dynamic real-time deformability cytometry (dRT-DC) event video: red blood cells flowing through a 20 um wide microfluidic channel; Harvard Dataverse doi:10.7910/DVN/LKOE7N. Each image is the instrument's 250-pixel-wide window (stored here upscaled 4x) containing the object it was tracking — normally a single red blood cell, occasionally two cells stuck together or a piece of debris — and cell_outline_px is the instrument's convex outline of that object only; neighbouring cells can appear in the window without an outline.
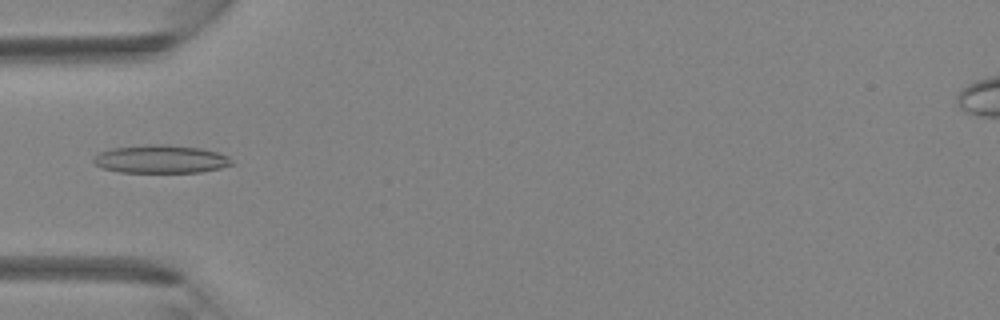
{"species": "Egyptian fruit bat (a non-hibernating species)", "species_latin": "Rousettus aegyptiacus", "temperature_condition": "room temperature", "stored_images_in_passage": 3, "camera_frame_rate_fps": 3000, "um_per_image_px": 0.085, "animal": {"sex": "female"}, "frame": {"image": 1, "passage_image": 3, "time_ms": 0.667, "image_size_px": [1000, 320], "cell_outline_px": [[232, 164], [220, 168], [200, 172], [120, 172], [100, 168], [92, 160], [92, 156], [100, 152], [112, 148], [148, 144], [168, 144], [200, 148], [216, 152], [228, 156], [232, 160]], "centroid_in_image_um": [13.62, 13.52], "position_along_channel_um": 71.4, "area_um2": 22.72}}